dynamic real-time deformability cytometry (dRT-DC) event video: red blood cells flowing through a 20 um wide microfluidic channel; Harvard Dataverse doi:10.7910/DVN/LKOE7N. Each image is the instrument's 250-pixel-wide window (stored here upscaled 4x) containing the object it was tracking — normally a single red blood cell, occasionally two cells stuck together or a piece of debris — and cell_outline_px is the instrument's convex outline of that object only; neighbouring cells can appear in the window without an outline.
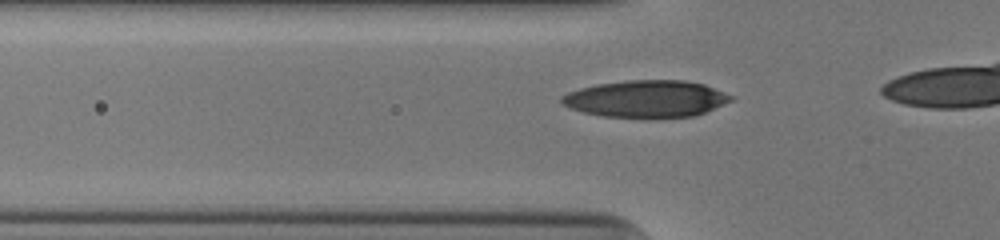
{"species": "human", "species_latin": "Homo sapiens", "temperature_condition": "cold", "stored_images_in_passage": 10, "camera_frame_rate_fps": 3000, "um_per_image_px": 0.085, "donor": {"sex": "male"}, "frame": {"image": 1, "passage_image": 4, "time_ms": 1.0, "image_size_px": [1000, 240], "cell_outline_px": [[736, 96], [732, 100], [704, 112], [692, 116], [652, 120], [648, 120], [604, 116], [584, 112], [572, 108], [564, 104], [560, 100], [560, 96], [568, 92], [580, 88], [596, 84], [628, 80], [684, 80], [704, 84]], "centroid_in_image_um": [54.94, 8.42], "position_along_channel_um": 70.9, "area_um2": 37.17}}
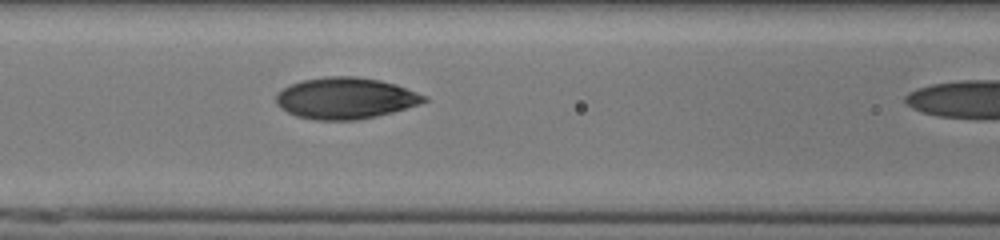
{"frame": {"image": 2, "passage_image": 9, "time_ms": 2.667, "image_size_px": [1000, 240], "cell_outline_px": [[428, 100], [420, 104], [392, 112], [376, 116], [356, 120], [316, 120], [296, 116], [280, 108], [276, 104], [276, 96], [284, 88], [292, 84], [304, 80], [328, 76], [356, 76], [380, 80], [396, 84], [428, 96]], "centroid_in_image_um": [29.39, 8.35], "position_along_channel_um": 137.2, "area_um2": 35.6}}